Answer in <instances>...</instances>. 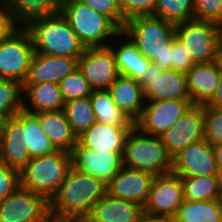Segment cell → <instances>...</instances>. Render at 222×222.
<instances>
[{"label": "cell", "mask_w": 222, "mask_h": 222, "mask_svg": "<svg viewBox=\"0 0 222 222\" xmlns=\"http://www.w3.org/2000/svg\"><path fill=\"white\" fill-rule=\"evenodd\" d=\"M20 187V171L0 162V202Z\"/></svg>", "instance_id": "obj_40"}, {"label": "cell", "mask_w": 222, "mask_h": 222, "mask_svg": "<svg viewBox=\"0 0 222 222\" xmlns=\"http://www.w3.org/2000/svg\"><path fill=\"white\" fill-rule=\"evenodd\" d=\"M145 101L191 99L186 82V73L173 69L163 70L153 62L139 81Z\"/></svg>", "instance_id": "obj_11"}, {"label": "cell", "mask_w": 222, "mask_h": 222, "mask_svg": "<svg viewBox=\"0 0 222 222\" xmlns=\"http://www.w3.org/2000/svg\"><path fill=\"white\" fill-rule=\"evenodd\" d=\"M90 98L97 122L113 126L135 127V121L116 106L108 90H94Z\"/></svg>", "instance_id": "obj_28"}, {"label": "cell", "mask_w": 222, "mask_h": 222, "mask_svg": "<svg viewBox=\"0 0 222 222\" xmlns=\"http://www.w3.org/2000/svg\"><path fill=\"white\" fill-rule=\"evenodd\" d=\"M160 137L173 158L191 143L203 139L204 105L193 104Z\"/></svg>", "instance_id": "obj_14"}, {"label": "cell", "mask_w": 222, "mask_h": 222, "mask_svg": "<svg viewBox=\"0 0 222 222\" xmlns=\"http://www.w3.org/2000/svg\"><path fill=\"white\" fill-rule=\"evenodd\" d=\"M32 159L23 143L3 142L0 162L21 171Z\"/></svg>", "instance_id": "obj_35"}, {"label": "cell", "mask_w": 222, "mask_h": 222, "mask_svg": "<svg viewBox=\"0 0 222 222\" xmlns=\"http://www.w3.org/2000/svg\"><path fill=\"white\" fill-rule=\"evenodd\" d=\"M78 59L33 53L24 83H60L78 68Z\"/></svg>", "instance_id": "obj_19"}, {"label": "cell", "mask_w": 222, "mask_h": 222, "mask_svg": "<svg viewBox=\"0 0 222 222\" xmlns=\"http://www.w3.org/2000/svg\"><path fill=\"white\" fill-rule=\"evenodd\" d=\"M144 208L132 201L102 197L86 217V222H143Z\"/></svg>", "instance_id": "obj_21"}, {"label": "cell", "mask_w": 222, "mask_h": 222, "mask_svg": "<svg viewBox=\"0 0 222 222\" xmlns=\"http://www.w3.org/2000/svg\"><path fill=\"white\" fill-rule=\"evenodd\" d=\"M154 175L122 166L107 183V194L118 199L135 202L142 207L149 198Z\"/></svg>", "instance_id": "obj_18"}, {"label": "cell", "mask_w": 222, "mask_h": 222, "mask_svg": "<svg viewBox=\"0 0 222 222\" xmlns=\"http://www.w3.org/2000/svg\"><path fill=\"white\" fill-rule=\"evenodd\" d=\"M222 74V59L194 64L186 73L187 88L194 104L205 105L214 96Z\"/></svg>", "instance_id": "obj_20"}, {"label": "cell", "mask_w": 222, "mask_h": 222, "mask_svg": "<svg viewBox=\"0 0 222 222\" xmlns=\"http://www.w3.org/2000/svg\"><path fill=\"white\" fill-rule=\"evenodd\" d=\"M72 154V166L106 184L117 174L122 164L123 153L94 150L82 147L79 143Z\"/></svg>", "instance_id": "obj_17"}, {"label": "cell", "mask_w": 222, "mask_h": 222, "mask_svg": "<svg viewBox=\"0 0 222 222\" xmlns=\"http://www.w3.org/2000/svg\"><path fill=\"white\" fill-rule=\"evenodd\" d=\"M215 26L217 31V54L222 59V19Z\"/></svg>", "instance_id": "obj_46"}, {"label": "cell", "mask_w": 222, "mask_h": 222, "mask_svg": "<svg viewBox=\"0 0 222 222\" xmlns=\"http://www.w3.org/2000/svg\"><path fill=\"white\" fill-rule=\"evenodd\" d=\"M174 222H222V200L186 201L179 206Z\"/></svg>", "instance_id": "obj_30"}, {"label": "cell", "mask_w": 222, "mask_h": 222, "mask_svg": "<svg viewBox=\"0 0 222 222\" xmlns=\"http://www.w3.org/2000/svg\"><path fill=\"white\" fill-rule=\"evenodd\" d=\"M62 15L86 48L107 47L121 32L108 17L78 0H67Z\"/></svg>", "instance_id": "obj_6"}, {"label": "cell", "mask_w": 222, "mask_h": 222, "mask_svg": "<svg viewBox=\"0 0 222 222\" xmlns=\"http://www.w3.org/2000/svg\"><path fill=\"white\" fill-rule=\"evenodd\" d=\"M171 43L166 46L163 54V70L171 69Z\"/></svg>", "instance_id": "obj_47"}, {"label": "cell", "mask_w": 222, "mask_h": 222, "mask_svg": "<svg viewBox=\"0 0 222 222\" xmlns=\"http://www.w3.org/2000/svg\"><path fill=\"white\" fill-rule=\"evenodd\" d=\"M153 16L174 24L193 20V0H156Z\"/></svg>", "instance_id": "obj_32"}, {"label": "cell", "mask_w": 222, "mask_h": 222, "mask_svg": "<svg viewBox=\"0 0 222 222\" xmlns=\"http://www.w3.org/2000/svg\"><path fill=\"white\" fill-rule=\"evenodd\" d=\"M108 17L121 31L126 20L123 18L119 0H78Z\"/></svg>", "instance_id": "obj_37"}, {"label": "cell", "mask_w": 222, "mask_h": 222, "mask_svg": "<svg viewBox=\"0 0 222 222\" xmlns=\"http://www.w3.org/2000/svg\"><path fill=\"white\" fill-rule=\"evenodd\" d=\"M213 152L219 175L222 177V143L218 145H213Z\"/></svg>", "instance_id": "obj_45"}, {"label": "cell", "mask_w": 222, "mask_h": 222, "mask_svg": "<svg viewBox=\"0 0 222 222\" xmlns=\"http://www.w3.org/2000/svg\"><path fill=\"white\" fill-rule=\"evenodd\" d=\"M71 167L72 154L67 151L56 150L48 155L32 157L20 171V187L50 201Z\"/></svg>", "instance_id": "obj_3"}, {"label": "cell", "mask_w": 222, "mask_h": 222, "mask_svg": "<svg viewBox=\"0 0 222 222\" xmlns=\"http://www.w3.org/2000/svg\"><path fill=\"white\" fill-rule=\"evenodd\" d=\"M193 20L217 23L222 19V0H193Z\"/></svg>", "instance_id": "obj_38"}, {"label": "cell", "mask_w": 222, "mask_h": 222, "mask_svg": "<svg viewBox=\"0 0 222 222\" xmlns=\"http://www.w3.org/2000/svg\"><path fill=\"white\" fill-rule=\"evenodd\" d=\"M175 27L157 16H136L126 21L122 32L144 57L163 69V54L175 36Z\"/></svg>", "instance_id": "obj_5"}, {"label": "cell", "mask_w": 222, "mask_h": 222, "mask_svg": "<svg viewBox=\"0 0 222 222\" xmlns=\"http://www.w3.org/2000/svg\"><path fill=\"white\" fill-rule=\"evenodd\" d=\"M3 142L23 143L32 157L48 155L56 151L42 130L38 118L24 110L14 117L5 118Z\"/></svg>", "instance_id": "obj_7"}, {"label": "cell", "mask_w": 222, "mask_h": 222, "mask_svg": "<svg viewBox=\"0 0 222 222\" xmlns=\"http://www.w3.org/2000/svg\"><path fill=\"white\" fill-rule=\"evenodd\" d=\"M33 53L31 36L21 27L10 38L0 43V78L23 85Z\"/></svg>", "instance_id": "obj_9"}, {"label": "cell", "mask_w": 222, "mask_h": 222, "mask_svg": "<svg viewBox=\"0 0 222 222\" xmlns=\"http://www.w3.org/2000/svg\"><path fill=\"white\" fill-rule=\"evenodd\" d=\"M175 36L183 43L193 64H205L219 59L215 23L190 20L176 24Z\"/></svg>", "instance_id": "obj_8"}, {"label": "cell", "mask_w": 222, "mask_h": 222, "mask_svg": "<svg viewBox=\"0 0 222 222\" xmlns=\"http://www.w3.org/2000/svg\"><path fill=\"white\" fill-rule=\"evenodd\" d=\"M34 115L38 118L42 130L56 150L69 153L74 151L78 137L66 119L63 110L44 111Z\"/></svg>", "instance_id": "obj_25"}, {"label": "cell", "mask_w": 222, "mask_h": 222, "mask_svg": "<svg viewBox=\"0 0 222 222\" xmlns=\"http://www.w3.org/2000/svg\"><path fill=\"white\" fill-rule=\"evenodd\" d=\"M2 146H3V126H0V155L2 152Z\"/></svg>", "instance_id": "obj_49"}, {"label": "cell", "mask_w": 222, "mask_h": 222, "mask_svg": "<svg viewBox=\"0 0 222 222\" xmlns=\"http://www.w3.org/2000/svg\"><path fill=\"white\" fill-rule=\"evenodd\" d=\"M204 139L212 146L222 143V109L204 105Z\"/></svg>", "instance_id": "obj_36"}, {"label": "cell", "mask_w": 222, "mask_h": 222, "mask_svg": "<svg viewBox=\"0 0 222 222\" xmlns=\"http://www.w3.org/2000/svg\"><path fill=\"white\" fill-rule=\"evenodd\" d=\"M181 178L183 200H222V177L220 175Z\"/></svg>", "instance_id": "obj_29"}, {"label": "cell", "mask_w": 222, "mask_h": 222, "mask_svg": "<svg viewBox=\"0 0 222 222\" xmlns=\"http://www.w3.org/2000/svg\"><path fill=\"white\" fill-rule=\"evenodd\" d=\"M25 29L31 36L36 53L80 58L86 50L62 14L33 20Z\"/></svg>", "instance_id": "obj_2"}, {"label": "cell", "mask_w": 222, "mask_h": 222, "mask_svg": "<svg viewBox=\"0 0 222 222\" xmlns=\"http://www.w3.org/2000/svg\"><path fill=\"white\" fill-rule=\"evenodd\" d=\"M106 186L103 180L72 166L57 193L49 201L50 209L59 214L86 218L93 206L107 194Z\"/></svg>", "instance_id": "obj_1"}, {"label": "cell", "mask_w": 222, "mask_h": 222, "mask_svg": "<svg viewBox=\"0 0 222 222\" xmlns=\"http://www.w3.org/2000/svg\"><path fill=\"white\" fill-rule=\"evenodd\" d=\"M20 28L8 8L0 7V43L10 38Z\"/></svg>", "instance_id": "obj_42"}, {"label": "cell", "mask_w": 222, "mask_h": 222, "mask_svg": "<svg viewBox=\"0 0 222 222\" xmlns=\"http://www.w3.org/2000/svg\"><path fill=\"white\" fill-rule=\"evenodd\" d=\"M78 69L93 91L108 90L111 83L120 75L115 54L110 46L86 48L78 59Z\"/></svg>", "instance_id": "obj_13"}, {"label": "cell", "mask_w": 222, "mask_h": 222, "mask_svg": "<svg viewBox=\"0 0 222 222\" xmlns=\"http://www.w3.org/2000/svg\"><path fill=\"white\" fill-rule=\"evenodd\" d=\"M171 69L187 73L193 67L190 54L183 43L174 36L171 42Z\"/></svg>", "instance_id": "obj_41"}, {"label": "cell", "mask_w": 222, "mask_h": 222, "mask_svg": "<svg viewBox=\"0 0 222 222\" xmlns=\"http://www.w3.org/2000/svg\"><path fill=\"white\" fill-rule=\"evenodd\" d=\"M5 117L0 113V126L4 125Z\"/></svg>", "instance_id": "obj_50"}, {"label": "cell", "mask_w": 222, "mask_h": 222, "mask_svg": "<svg viewBox=\"0 0 222 222\" xmlns=\"http://www.w3.org/2000/svg\"><path fill=\"white\" fill-rule=\"evenodd\" d=\"M123 18L154 15L156 0H119Z\"/></svg>", "instance_id": "obj_39"}, {"label": "cell", "mask_w": 222, "mask_h": 222, "mask_svg": "<svg viewBox=\"0 0 222 222\" xmlns=\"http://www.w3.org/2000/svg\"><path fill=\"white\" fill-rule=\"evenodd\" d=\"M122 164L154 176L173 171V157L168 153L161 137L143 134L136 127L125 139Z\"/></svg>", "instance_id": "obj_4"}, {"label": "cell", "mask_w": 222, "mask_h": 222, "mask_svg": "<svg viewBox=\"0 0 222 222\" xmlns=\"http://www.w3.org/2000/svg\"><path fill=\"white\" fill-rule=\"evenodd\" d=\"M172 172L180 177L219 175L213 146L204 138L191 143L173 158Z\"/></svg>", "instance_id": "obj_16"}, {"label": "cell", "mask_w": 222, "mask_h": 222, "mask_svg": "<svg viewBox=\"0 0 222 222\" xmlns=\"http://www.w3.org/2000/svg\"><path fill=\"white\" fill-rule=\"evenodd\" d=\"M63 111L77 137L97 122L90 96L65 102Z\"/></svg>", "instance_id": "obj_31"}, {"label": "cell", "mask_w": 222, "mask_h": 222, "mask_svg": "<svg viewBox=\"0 0 222 222\" xmlns=\"http://www.w3.org/2000/svg\"><path fill=\"white\" fill-rule=\"evenodd\" d=\"M109 46L115 54L119 74L140 81L151 62L138 51L131 39L121 31Z\"/></svg>", "instance_id": "obj_24"}, {"label": "cell", "mask_w": 222, "mask_h": 222, "mask_svg": "<svg viewBox=\"0 0 222 222\" xmlns=\"http://www.w3.org/2000/svg\"><path fill=\"white\" fill-rule=\"evenodd\" d=\"M182 178L168 173L155 176L144 208V215L149 218L173 219L183 203Z\"/></svg>", "instance_id": "obj_10"}, {"label": "cell", "mask_w": 222, "mask_h": 222, "mask_svg": "<svg viewBox=\"0 0 222 222\" xmlns=\"http://www.w3.org/2000/svg\"><path fill=\"white\" fill-rule=\"evenodd\" d=\"M67 0H7L6 7L16 23L25 28L31 21L62 14Z\"/></svg>", "instance_id": "obj_27"}, {"label": "cell", "mask_w": 222, "mask_h": 222, "mask_svg": "<svg viewBox=\"0 0 222 222\" xmlns=\"http://www.w3.org/2000/svg\"><path fill=\"white\" fill-rule=\"evenodd\" d=\"M23 110L36 114L63 110L65 101L58 83H23Z\"/></svg>", "instance_id": "obj_22"}, {"label": "cell", "mask_w": 222, "mask_h": 222, "mask_svg": "<svg viewBox=\"0 0 222 222\" xmlns=\"http://www.w3.org/2000/svg\"><path fill=\"white\" fill-rule=\"evenodd\" d=\"M49 209L46 197L19 187L0 202V222H38Z\"/></svg>", "instance_id": "obj_15"}, {"label": "cell", "mask_w": 222, "mask_h": 222, "mask_svg": "<svg viewBox=\"0 0 222 222\" xmlns=\"http://www.w3.org/2000/svg\"><path fill=\"white\" fill-rule=\"evenodd\" d=\"M116 106L136 121L145 106L144 91L139 81L128 76L119 75L109 86Z\"/></svg>", "instance_id": "obj_26"}, {"label": "cell", "mask_w": 222, "mask_h": 222, "mask_svg": "<svg viewBox=\"0 0 222 222\" xmlns=\"http://www.w3.org/2000/svg\"><path fill=\"white\" fill-rule=\"evenodd\" d=\"M143 222H174L173 219L144 217Z\"/></svg>", "instance_id": "obj_48"}, {"label": "cell", "mask_w": 222, "mask_h": 222, "mask_svg": "<svg viewBox=\"0 0 222 222\" xmlns=\"http://www.w3.org/2000/svg\"><path fill=\"white\" fill-rule=\"evenodd\" d=\"M191 99L145 101L135 127L143 134L161 136L193 105Z\"/></svg>", "instance_id": "obj_12"}, {"label": "cell", "mask_w": 222, "mask_h": 222, "mask_svg": "<svg viewBox=\"0 0 222 222\" xmlns=\"http://www.w3.org/2000/svg\"><path fill=\"white\" fill-rule=\"evenodd\" d=\"M23 87L19 82L0 78V113L14 117L23 110Z\"/></svg>", "instance_id": "obj_33"}, {"label": "cell", "mask_w": 222, "mask_h": 222, "mask_svg": "<svg viewBox=\"0 0 222 222\" xmlns=\"http://www.w3.org/2000/svg\"><path fill=\"white\" fill-rule=\"evenodd\" d=\"M133 128L96 122L78 136V143L94 150L123 153L125 139Z\"/></svg>", "instance_id": "obj_23"}, {"label": "cell", "mask_w": 222, "mask_h": 222, "mask_svg": "<svg viewBox=\"0 0 222 222\" xmlns=\"http://www.w3.org/2000/svg\"><path fill=\"white\" fill-rule=\"evenodd\" d=\"M59 85L65 102L88 97L93 91L78 68L60 81Z\"/></svg>", "instance_id": "obj_34"}, {"label": "cell", "mask_w": 222, "mask_h": 222, "mask_svg": "<svg viewBox=\"0 0 222 222\" xmlns=\"http://www.w3.org/2000/svg\"><path fill=\"white\" fill-rule=\"evenodd\" d=\"M7 0H0V7L6 6Z\"/></svg>", "instance_id": "obj_51"}, {"label": "cell", "mask_w": 222, "mask_h": 222, "mask_svg": "<svg viewBox=\"0 0 222 222\" xmlns=\"http://www.w3.org/2000/svg\"><path fill=\"white\" fill-rule=\"evenodd\" d=\"M206 105L209 107L222 109V74L217 86L216 93Z\"/></svg>", "instance_id": "obj_44"}, {"label": "cell", "mask_w": 222, "mask_h": 222, "mask_svg": "<svg viewBox=\"0 0 222 222\" xmlns=\"http://www.w3.org/2000/svg\"><path fill=\"white\" fill-rule=\"evenodd\" d=\"M38 222H86V218L77 215L59 214L49 209Z\"/></svg>", "instance_id": "obj_43"}]
</instances>
